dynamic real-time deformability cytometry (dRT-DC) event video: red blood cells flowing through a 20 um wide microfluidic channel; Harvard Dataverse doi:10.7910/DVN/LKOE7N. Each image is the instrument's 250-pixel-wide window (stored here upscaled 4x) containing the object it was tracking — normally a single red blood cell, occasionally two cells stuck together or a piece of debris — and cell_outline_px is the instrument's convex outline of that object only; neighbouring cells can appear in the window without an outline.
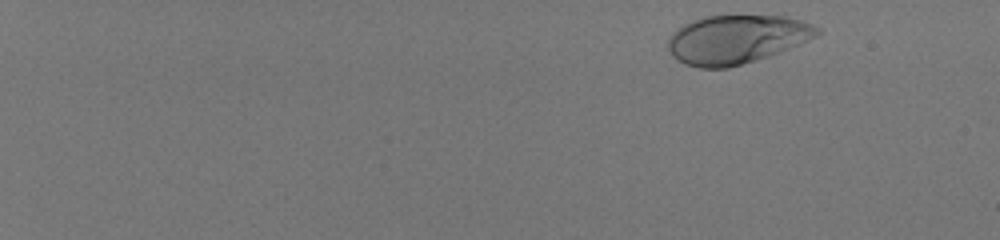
{"species": "human", "species_latin": "Homo sapiens", "temperature_condition": "room temperature", "stored_images_in_passage": 51, "camera_frame_rate_fps": 3000, "um_per_image_px": 0.085, "donor": {"sex": "male"}, "frame": {"image": 1, "passage_image": 2, "time_ms": 0.333, "image_size_px": [1000, 240], "cell_outline_px": [[820, 32], [816, 36], [788, 48], [768, 56], [728, 68], [700, 68], [684, 64], [672, 56], [668, 52], [668, 40], [672, 32], [684, 24], [692, 20], [704, 16], [784, 16], [800, 20], [812, 24], [820, 28]], "centroid_in_image_um": [62.55, 3.34], "position_along_channel_um": 22.4, "area_um2": 42.02}}
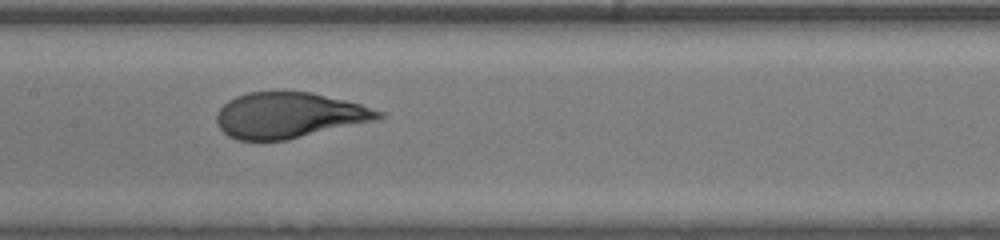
{"frame": {"image": 2, "passage_image": 29, "time_ms": 9.333, "image_size_px": [1000, 240], "cell_outline_px": [[384, 116], [376, 120], [284, 140], [236, 140], [228, 136], [216, 124], [216, 112], [228, 100], [236, 96], [248, 92], [312, 92], [360, 104], [384, 112]], "centroid_in_image_um": [24.52, 9.79], "position_along_channel_um": 182.9, "area_um2": 42.77}}
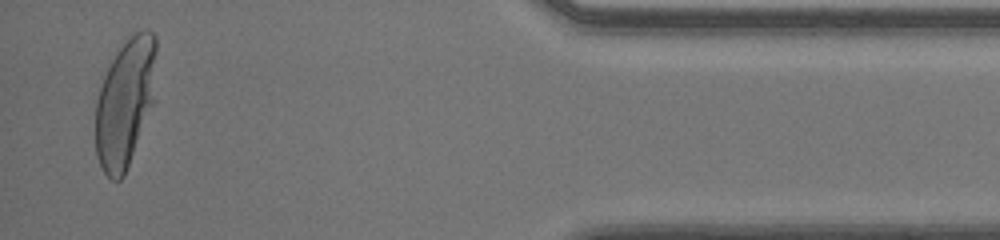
{"frame": {"image": 3, "passage_image": 50, "time_ms": 16.333, "image_size_px": [1000, 240], "cell_outline_px": [[156, 52], [152, 104], [124, 176], [120, 180], [112, 180], [104, 172], [96, 156], [96, 100], [104, 76], [112, 60], [120, 48], [136, 32], [144, 28], [152, 32], [156, 36]], "centroid_in_image_um": [10.62, 8.73], "position_along_channel_um": 424.6, "area_um2": 44.56}, "authors_computed_cell_mechanics": {"area_um2": 42.772, "velocity_mm_per_s": 4.0522, "shape_relaxation_time_tau1_ms": 4.3059, "shape_relaxation_time_tau2_ms": null, "deformation_change_tau1": 0.2461, "deformation_change_tau2": null}}